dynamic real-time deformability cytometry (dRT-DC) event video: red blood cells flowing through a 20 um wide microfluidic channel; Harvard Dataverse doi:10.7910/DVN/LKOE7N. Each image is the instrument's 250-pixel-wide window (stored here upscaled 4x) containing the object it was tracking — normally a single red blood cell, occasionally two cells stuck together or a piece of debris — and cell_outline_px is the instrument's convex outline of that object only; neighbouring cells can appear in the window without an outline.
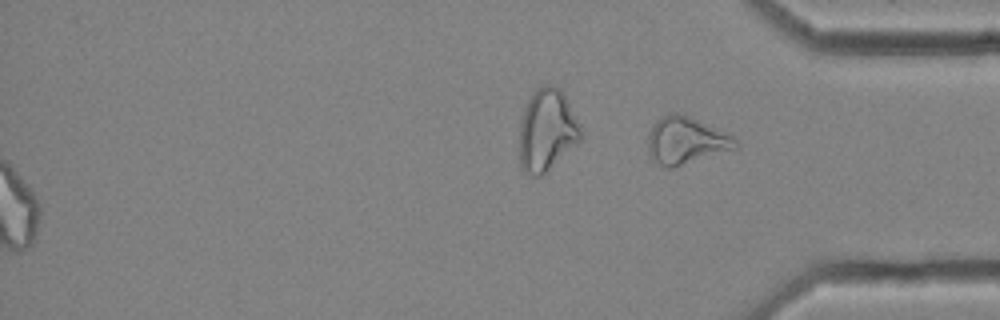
{"species": "common noctule bat (a hibernating species)", "species_latin": "Nyctalus noctula", "temperature_condition": "cold", "stored_images_in_passage": 51, "segment_of_instrument_passage": [3, 3], "camera_frame_rate_fps": 3000, "um_per_image_px": 0.085, "animal": {"sex": "female", "body_mass_g": 25.1}, "frame": {"image": 1, "passage_image": 51, "time_ms": 16.667, "image_size_px": [1000, 320], "cell_outline_px": [[736, 148], [672, 168], [668, 168], [660, 164], [648, 156], [648, 132], [652, 124], [656, 120], [672, 112], [676, 112], [688, 116], [728, 132], [736, 140]], "centroid_in_image_um": [58.27, 11.93], "position_along_channel_um": 376.9, "area_um2": 23.93}}